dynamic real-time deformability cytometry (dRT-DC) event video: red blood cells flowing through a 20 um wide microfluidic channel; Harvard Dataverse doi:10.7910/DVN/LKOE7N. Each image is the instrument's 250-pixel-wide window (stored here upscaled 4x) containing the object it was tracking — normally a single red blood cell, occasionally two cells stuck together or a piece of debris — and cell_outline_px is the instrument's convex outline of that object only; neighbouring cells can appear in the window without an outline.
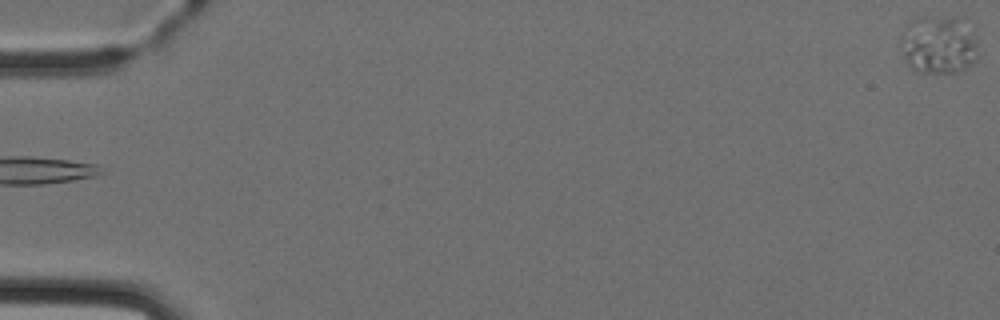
{"species": "Egyptian fruit bat (a non-hibernating species)", "species_latin": "Rousettus aegyptiacus", "temperature_condition": "cold", "stored_images_in_passage": 5, "camera_frame_rate_fps": 3000, "um_per_image_px": 0.085, "animal": {"sex": "female"}, "frame": {"image": 1, "passage_image": 5, "time_ms": 5.0, "image_size_px": [1000, 320], "cell_outline_px": [[976, 56], [964, 68], [956, 72], [916, 72], [908, 64], [904, 56], [900, 40], [940, 20], [956, 16], [972, 40]], "centroid_in_image_um": [79.84, 4.04], "position_along_channel_um": 5.2, "area_um2": 21.91}}